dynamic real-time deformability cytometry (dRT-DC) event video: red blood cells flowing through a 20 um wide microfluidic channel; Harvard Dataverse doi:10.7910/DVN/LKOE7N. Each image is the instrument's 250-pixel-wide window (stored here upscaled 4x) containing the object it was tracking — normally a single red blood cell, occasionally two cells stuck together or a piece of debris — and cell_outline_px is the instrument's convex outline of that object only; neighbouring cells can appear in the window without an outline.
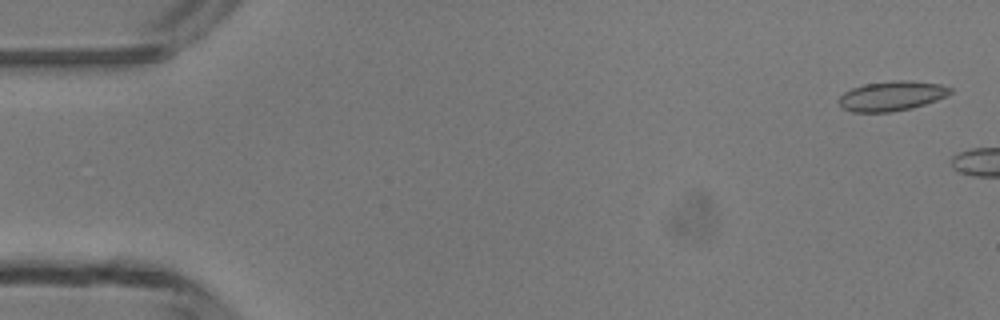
{"species": "common noctule bat (a hibernating species)", "species_latin": "Nyctalus noctula", "temperature_condition": "room temperature", "stored_images_in_passage": 2, "camera_frame_rate_fps": 3000, "um_per_image_px": 0.085, "animal": {"sex": "male", "body_mass_g": 13.3}, "frame": {"image": 1, "passage_image": 1, "time_ms": 0.0, "image_size_px": [1000, 320], "cell_outline_px": [[952, 92], [936, 100], [912, 108], [892, 112], [852, 112], [844, 108], [836, 100], [844, 92], [852, 88], [864, 84], [896, 80], [908, 80], [940, 84], [952, 88]], "centroid_in_image_um": [75.77, 8.15], "position_along_channel_um": 9.2, "area_um2": 19.25}}